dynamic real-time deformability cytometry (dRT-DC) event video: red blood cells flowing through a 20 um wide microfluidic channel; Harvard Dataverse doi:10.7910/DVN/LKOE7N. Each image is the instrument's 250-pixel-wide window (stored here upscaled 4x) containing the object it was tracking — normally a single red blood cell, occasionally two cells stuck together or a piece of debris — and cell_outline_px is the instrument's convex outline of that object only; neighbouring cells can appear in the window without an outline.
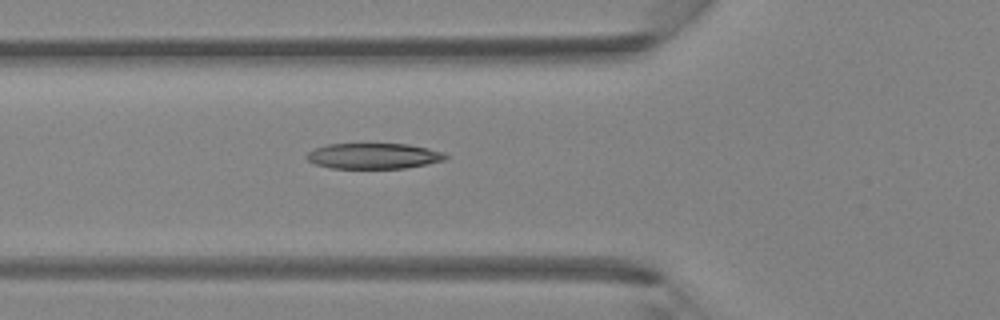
{"species": "Egyptian fruit bat (a non-hibernating species)", "species_latin": "Rousettus aegyptiacus", "temperature_condition": "room temperature", "stored_images_in_passage": 4, "camera_frame_rate_fps": 3000, "um_per_image_px": 0.085, "animal": {"sex": "female"}, "frame": {"image": 1, "passage_image": 4, "time_ms": 1.0, "image_size_px": [1000, 320], "cell_outline_px": [[448, 156], [444, 160], [428, 164], [404, 168], [332, 168], [316, 164], [308, 160], [304, 156], [312, 148], [328, 144], [408, 144], [428, 148], [444, 152]], "centroid_in_image_um": [31.74, 13.25], "position_along_channel_um": 94.1, "area_um2": 20.81}}